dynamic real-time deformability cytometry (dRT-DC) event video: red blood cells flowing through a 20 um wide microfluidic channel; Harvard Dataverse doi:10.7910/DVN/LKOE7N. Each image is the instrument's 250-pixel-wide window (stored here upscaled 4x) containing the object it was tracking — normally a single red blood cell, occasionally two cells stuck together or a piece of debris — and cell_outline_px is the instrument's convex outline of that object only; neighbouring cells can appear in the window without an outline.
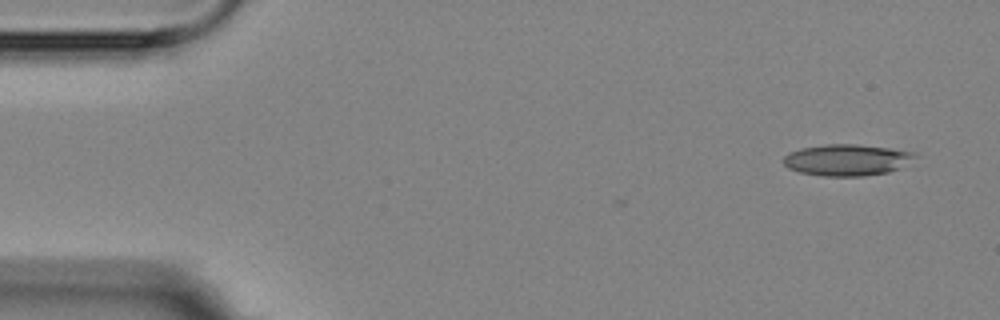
{"species": "Egyptian fruit bat (a non-hibernating species)", "species_latin": "Rousettus aegyptiacus", "temperature_condition": "room temperature", "stored_images_in_passage": 4, "camera_frame_rate_fps": 3000, "um_per_image_px": 0.085, "animal": {"sex": "female"}, "frame": {"image": 1, "passage_image": 1, "time_ms": 0.0, "image_size_px": [1000, 320], "cell_outline_px": [[920, 156], [888, 172], [864, 176], [824, 176], [800, 172], [788, 168], [784, 164], [784, 156], [788, 152], [800, 148], [824, 144], [856, 144], [888, 148], [916, 152]], "centroid_in_image_um": [71.97, 13.58], "position_along_channel_um": 13.0, "area_um2": 24.04}}